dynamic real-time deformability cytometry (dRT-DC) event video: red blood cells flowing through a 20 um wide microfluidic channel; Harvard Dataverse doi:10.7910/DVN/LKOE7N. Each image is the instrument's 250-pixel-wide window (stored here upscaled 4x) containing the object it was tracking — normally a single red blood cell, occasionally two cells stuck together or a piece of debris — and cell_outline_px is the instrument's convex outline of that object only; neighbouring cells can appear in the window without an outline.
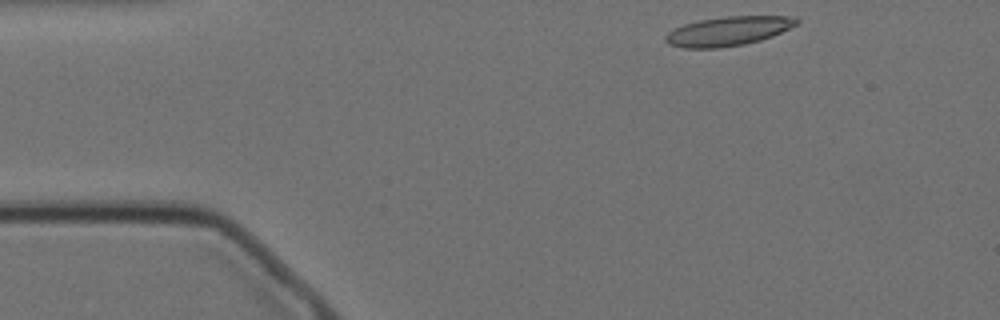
{"species": "Egyptian fruit bat (a non-hibernating species)", "species_latin": "Rousettus aegyptiacus", "temperature_condition": "cold", "stored_images_in_passage": 7, "camera_frame_rate_fps": 3000, "um_per_image_px": 0.085, "animal": {"sex": "female"}, "frame": {"image": 1, "passage_image": 1, "time_ms": 0.0, "image_size_px": [1000, 320], "cell_outline_px": [[800, 24], [772, 36], [760, 40], [744, 44], [720, 48], [684, 48], [668, 44], [664, 40], [664, 36], [668, 32], [684, 24], [700, 20], [728, 16], [796, 16], [800, 20]], "centroid_in_image_um": [61.93, 2.64], "position_along_channel_um": 23.1, "area_um2": 22.43}}